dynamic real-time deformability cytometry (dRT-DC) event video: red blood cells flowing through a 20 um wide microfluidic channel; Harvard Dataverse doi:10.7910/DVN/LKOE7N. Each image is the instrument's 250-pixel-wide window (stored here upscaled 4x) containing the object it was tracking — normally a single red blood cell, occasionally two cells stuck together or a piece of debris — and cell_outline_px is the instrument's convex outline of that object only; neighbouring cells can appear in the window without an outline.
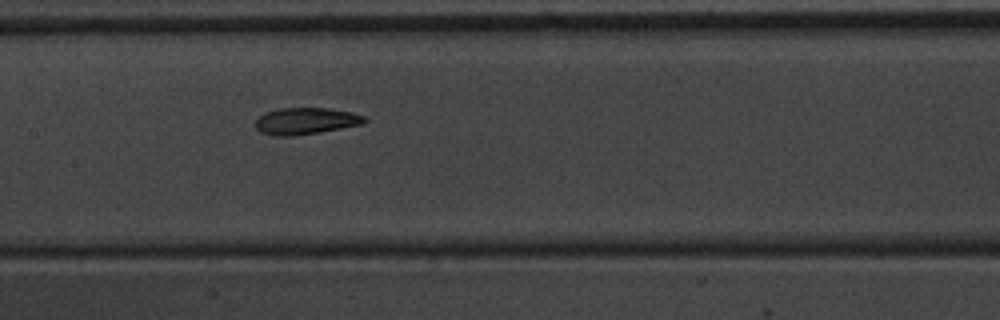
{"species": "common noctule bat (a hibernating species)", "species_latin": "Nyctalus noctula", "temperature_condition": "warm", "stored_images_in_passage": 8, "camera_frame_rate_fps": 3000, "um_per_image_px": 0.085, "animal": {"sex": "male", "body_mass_g": 20.1, "forearm_length_mm": 53.5}, "frame": {"image": 1, "passage_image": 8, "time_ms": 9.0, "image_size_px": [1000, 320], "cell_outline_px": [[368, 120], [364, 124], [320, 132], [296, 136], [276, 136], [260, 132], [256, 128], [256, 120], [264, 112], [280, 108], [328, 108], [352, 112], [364, 116]], "centroid_in_image_um": [26.0, 10.29], "position_along_channel_um": 181.4, "area_um2": 17.11}}